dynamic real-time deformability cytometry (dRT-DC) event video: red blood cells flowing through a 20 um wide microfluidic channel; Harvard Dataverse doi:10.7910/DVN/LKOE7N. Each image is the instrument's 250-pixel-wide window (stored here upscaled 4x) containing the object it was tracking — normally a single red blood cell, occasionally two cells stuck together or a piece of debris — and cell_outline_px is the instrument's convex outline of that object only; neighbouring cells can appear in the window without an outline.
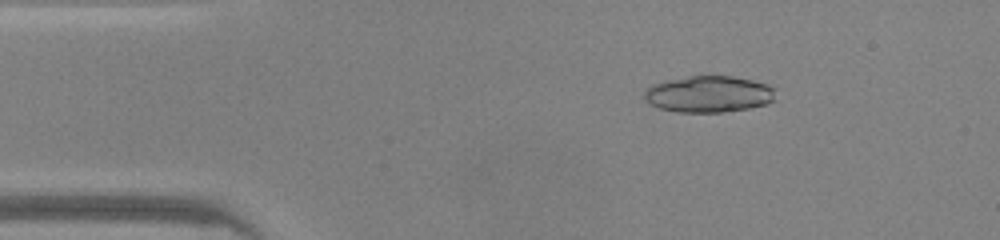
{"species": "common noctule bat (a hibernating species)", "species_latin": "Nyctalus noctula", "temperature_condition": "warm", "stored_images_in_passage": 46, "camera_frame_rate_fps": 3000, "um_per_image_px": 0.085, "animal": {"sex": "male", "body_mass_g": 20.0, "forearm_length_mm": 53.3}, "frame": {"image": 1, "passage_image": 7, "time_ms": 2.0, "image_size_px": [1000, 240], "cell_outline_px": [[776, 88], [772, 100], [768, 104], [748, 108], [720, 112], [676, 112], [660, 108], [648, 104], [644, 100], [644, 92], [652, 84], [688, 76], [732, 76], [752, 80]], "centroid_in_image_um": [60.22, 8.0], "position_along_channel_um": 24.8, "area_um2": 27.8}}